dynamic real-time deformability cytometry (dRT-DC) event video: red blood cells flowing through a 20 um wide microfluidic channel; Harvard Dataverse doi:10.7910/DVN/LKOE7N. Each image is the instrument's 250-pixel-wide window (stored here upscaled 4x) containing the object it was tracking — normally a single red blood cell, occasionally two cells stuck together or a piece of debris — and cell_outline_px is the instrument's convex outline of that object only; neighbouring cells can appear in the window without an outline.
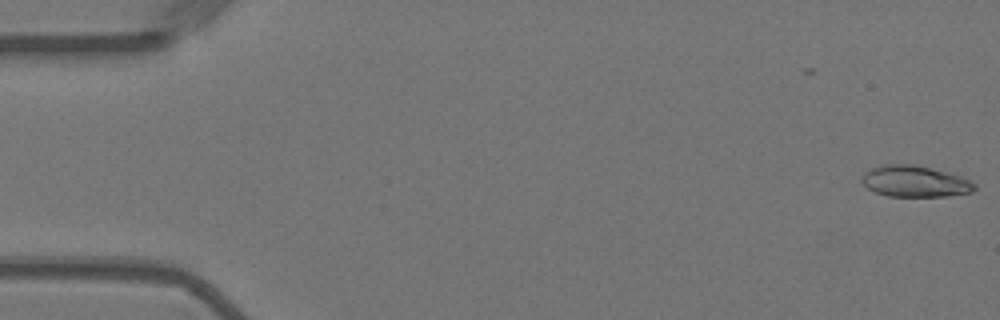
{"species": "Egyptian fruit bat (a non-hibernating species)", "species_latin": "Rousettus aegyptiacus", "temperature_condition": "warm", "stored_images_in_passage": 3, "camera_frame_rate_fps": 3000, "um_per_image_px": 0.085, "animal": {"sex": "female"}, "frame": {"image": 1, "passage_image": 3, "time_ms": 0.667, "image_size_px": [1000, 320], "cell_outline_px": [[976, 188], [972, 192], [948, 196], [888, 196], [876, 192], [868, 188], [860, 180], [864, 172], [872, 168], [884, 164], [912, 164], [960, 176], [976, 184]], "centroid_in_image_um": [77.74, 15.42], "position_along_channel_um": 7.3, "area_um2": 20.29}}